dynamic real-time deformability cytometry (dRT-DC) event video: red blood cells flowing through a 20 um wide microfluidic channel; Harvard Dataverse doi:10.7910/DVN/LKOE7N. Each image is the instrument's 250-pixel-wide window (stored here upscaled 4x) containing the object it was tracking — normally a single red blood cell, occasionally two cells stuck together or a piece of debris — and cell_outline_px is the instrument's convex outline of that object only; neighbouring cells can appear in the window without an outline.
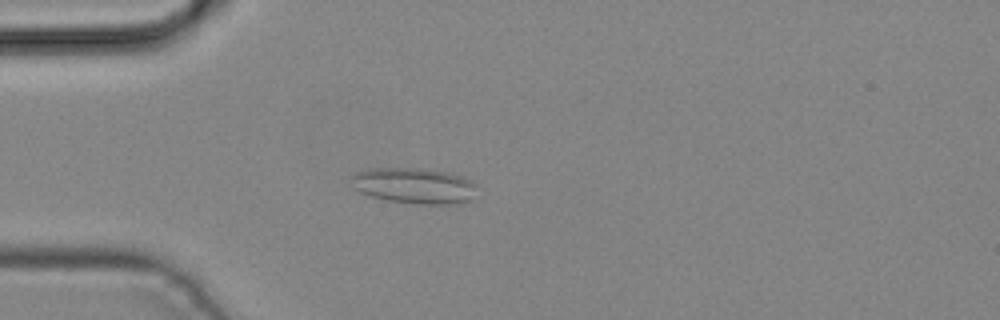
{"species": "common noctule bat (a hibernating species)", "species_latin": "Nyctalus noctula", "temperature_condition": "cold", "stored_images_in_passage": 3, "camera_frame_rate_fps": 3000, "um_per_image_px": 0.085, "animal": {"sex": "male", "body_mass_g": 19.2, "forearm_length_mm": 51.8}, "frame": {"image": 1, "passage_image": 3, "time_ms": 0.667, "image_size_px": [1000, 320], "cell_outline_px": [[476, 200], [460, 204], [420, 204], [388, 200], [372, 196], [360, 192], [352, 188], [352, 176], [356, 172], [372, 168], [420, 168], [448, 172], [464, 176], [476, 184]], "centroid_in_image_um": [35.29, 15.79], "position_along_channel_um": 49.7, "area_um2": 26.65}}